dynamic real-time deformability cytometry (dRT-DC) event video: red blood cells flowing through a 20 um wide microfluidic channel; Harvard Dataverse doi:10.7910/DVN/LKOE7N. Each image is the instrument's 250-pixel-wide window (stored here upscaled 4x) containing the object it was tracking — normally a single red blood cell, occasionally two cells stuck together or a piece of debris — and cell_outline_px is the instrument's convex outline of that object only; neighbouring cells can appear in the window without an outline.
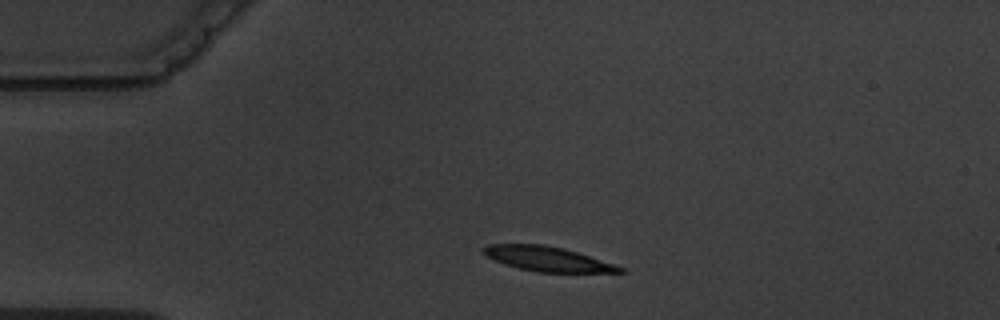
{"species": "common noctule bat (a hibernating species)", "species_latin": "Nyctalus noctula", "temperature_condition": "warm", "stored_images_in_passage": 3, "segment_of_instrument_passage": [1, 2], "camera_frame_rate_fps": 3000, "um_per_image_px": 0.085, "animal": {"sex": "male", "body_mass_g": 19.5, "forearm_length_mm": 54.6}, "frame": {"image": 1, "passage_image": 1, "time_ms": 0.0, "image_size_px": [1000, 320], "cell_outline_px": [[628, 272], [540, 272], [520, 268], [504, 264], [488, 256], [480, 248], [488, 244], [544, 244], [564, 248], [624, 268]], "centroid_in_image_um": [46.5, 21.99], "position_along_channel_um": 38.5, "area_um2": 19.19}}